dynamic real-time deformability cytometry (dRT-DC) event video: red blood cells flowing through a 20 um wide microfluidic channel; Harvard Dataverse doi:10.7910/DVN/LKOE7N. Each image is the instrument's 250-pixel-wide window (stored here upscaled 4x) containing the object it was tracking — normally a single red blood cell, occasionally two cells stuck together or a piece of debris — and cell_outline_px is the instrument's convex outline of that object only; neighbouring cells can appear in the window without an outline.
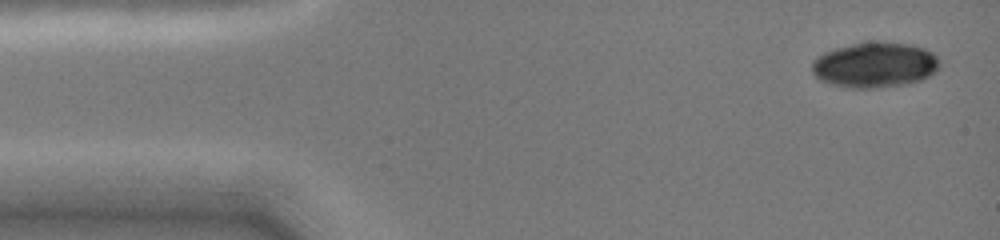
{"species": "common noctule bat (a hibernating species)", "species_latin": "Nyctalus noctula", "temperature_condition": "cold", "stored_images_in_passage": 49, "camera_frame_rate_fps": 3000, "um_per_image_px": 0.085, "animal": {"sex": "female", "body_mass_g": 19.0, "forearm_length_mm": 51.5}, "frame": {"image": 1, "passage_image": 1, "time_ms": 0.0, "image_size_px": [1000, 240], "cell_outline_px": [[940, 68], [936, 72], [920, 80], [904, 84], [876, 88], [848, 88], [828, 84], [820, 80], [812, 72], [812, 60], [816, 56], [832, 48], [852, 44], [912, 44], [924, 48], [932, 52], [940, 60]], "centroid_in_image_um": [74.34, 5.55], "position_along_channel_um": 10.7, "area_um2": 33.52}}